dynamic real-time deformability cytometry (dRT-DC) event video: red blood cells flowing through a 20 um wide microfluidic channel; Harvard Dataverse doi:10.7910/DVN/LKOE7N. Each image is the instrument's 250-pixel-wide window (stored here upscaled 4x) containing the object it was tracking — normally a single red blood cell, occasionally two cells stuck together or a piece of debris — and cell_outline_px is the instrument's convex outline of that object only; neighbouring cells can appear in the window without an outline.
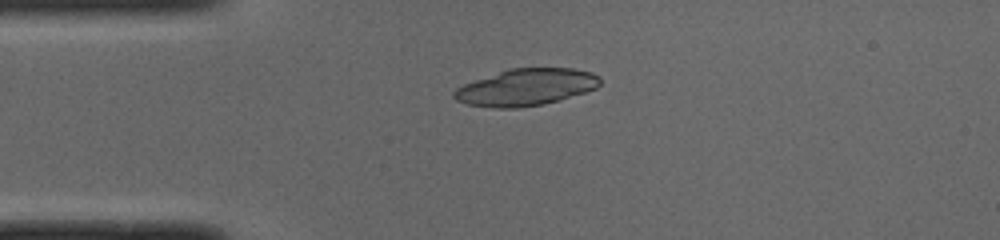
{"species": "common noctule bat (a hibernating species)", "species_latin": "Nyctalus noctula", "temperature_condition": "cold", "stored_images_in_passage": 39, "camera_frame_rate_fps": 3000, "um_per_image_px": 0.085, "animal": {"sex": "male", "body_mass_g": 19.0, "forearm_length_mm": 50.8}, "frame": {"image": 1, "passage_image": 1, "time_ms": 0.0, "image_size_px": [1000, 240], "cell_outline_px": [[600, 84], [596, 88], [560, 100], [520, 108], [496, 108], [468, 104], [456, 100], [452, 96], [452, 92], [456, 88], [464, 84], [508, 68], [572, 68], [592, 72], [600, 76]], "centroid_in_image_um": [44.71, 7.41], "position_along_channel_um": 40.3, "area_um2": 31.27}}
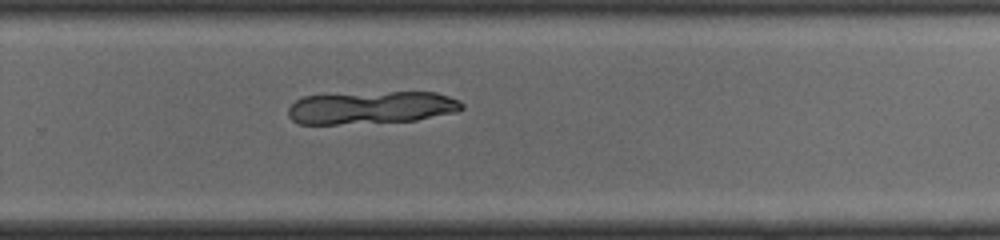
{"frame": {"image": 2, "passage_image": 22, "time_ms": 7.0, "image_size_px": [1000, 240], "cell_outline_px": [[464, 108], [456, 112], [416, 120], [336, 124], [300, 124], [292, 120], [288, 116], [288, 108], [296, 100], [304, 96], [388, 92], [436, 92], [460, 100], [464, 104]], "centroid_in_image_um": [31.59, 9.14], "position_along_channel_um": 298.2, "area_um2": 32.89}}